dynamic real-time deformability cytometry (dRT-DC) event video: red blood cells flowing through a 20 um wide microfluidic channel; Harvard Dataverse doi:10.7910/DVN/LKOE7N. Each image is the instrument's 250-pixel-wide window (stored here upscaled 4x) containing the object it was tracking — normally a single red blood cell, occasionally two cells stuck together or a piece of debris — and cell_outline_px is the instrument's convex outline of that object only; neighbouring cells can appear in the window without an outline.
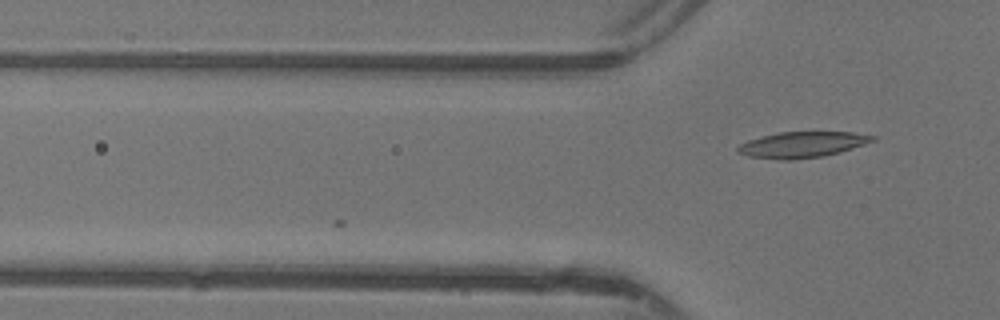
{"species": "common noctule bat (a hibernating species)", "species_latin": "Nyctalus noctula", "temperature_condition": "warm", "stored_images_in_passage": 3, "camera_frame_rate_fps": 3000, "um_per_image_px": 0.085, "animal": {"sex": "female"}, "frame": {"image": 1, "passage_image": 3, "time_ms": 0.667, "image_size_px": [1000, 320], "cell_outline_px": [[876, 140], [840, 152], [824, 156], [792, 160], [780, 160], [748, 156], [736, 152], [736, 148], [740, 144], [748, 140], [780, 132], [852, 132], [876, 136]], "centroid_in_image_um": [68.18, 12.3], "position_along_channel_um": 57.6, "area_um2": 20.29}}